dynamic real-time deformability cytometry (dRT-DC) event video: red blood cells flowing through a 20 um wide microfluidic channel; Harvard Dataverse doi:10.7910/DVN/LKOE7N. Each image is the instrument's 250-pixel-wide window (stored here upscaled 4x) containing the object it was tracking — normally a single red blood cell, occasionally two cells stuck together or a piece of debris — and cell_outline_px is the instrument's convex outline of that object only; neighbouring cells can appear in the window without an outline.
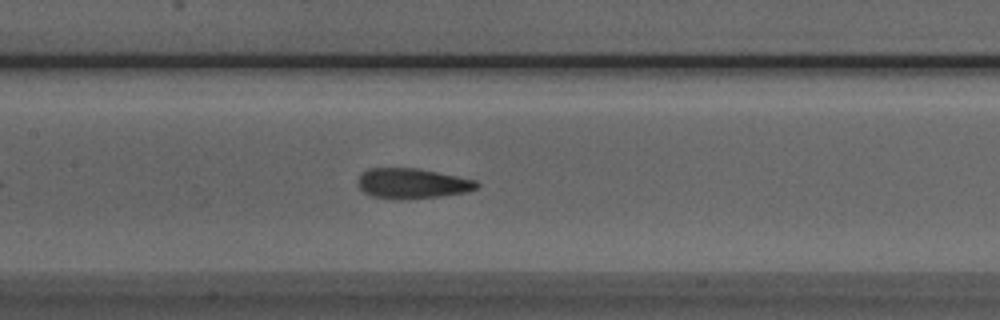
{"species": "Egyptian fruit bat (a non-hibernating species)", "species_latin": "Rousettus aegyptiacus", "temperature_condition": "room temperature", "stored_images_in_passage": 43, "segment_of_instrument_passage": [1, 2], "camera_frame_rate_fps": 3000, "um_per_image_px": 0.085, "animal": {"sex": "male"}, "frame": {"image": 1, "passage_image": 14, "time_ms": 4.333, "image_size_px": [1000, 320], "cell_outline_px": [[480, 184], [476, 188], [468, 192], [440, 196], [396, 200], [392, 200], [372, 196], [364, 192], [356, 184], [356, 180], [368, 168], [416, 168], [476, 180]], "centroid_in_image_um": [35.01, 15.6], "position_along_channel_um": 172.4, "area_um2": 20.98}}
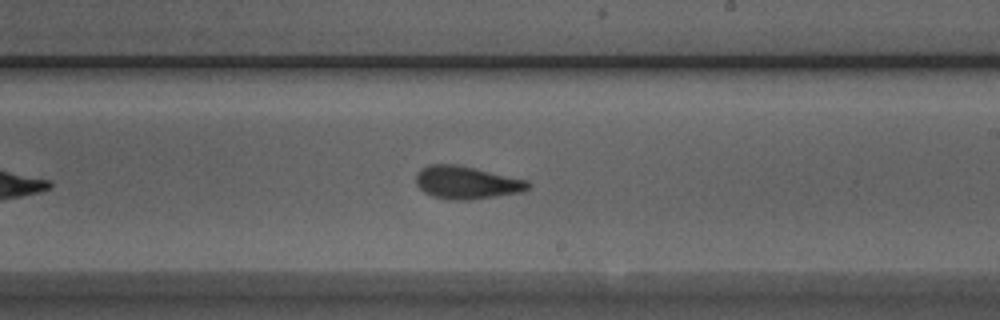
{"frame": {"image": 2, "passage_image": 20, "time_ms": 6.333, "image_size_px": [1000, 320], "cell_outline_px": [[532, 184], [524, 192], [468, 200], [448, 200], [432, 196], [424, 192], [416, 184], [416, 172], [420, 168], [428, 164], [456, 164], [528, 180]], "centroid_in_image_um": [39.64, 15.52], "position_along_channel_um": 249.4, "area_um2": 21.62}}
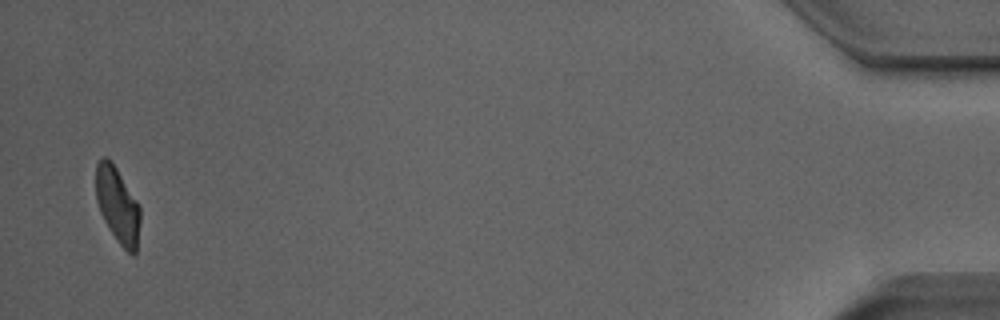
{"frame": {"image": 3, "passage_image": 41, "time_ms": 13.333, "image_size_px": [1000, 320], "cell_outline_px": [[140, 220], [136, 252], [132, 256], [120, 244], [108, 228], [100, 212], [96, 200], [96, 164], [104, 156], [112, 160], [140, 204]], "centroid_in_image_um": [10.0, 17.41], "position_along_channel_um": 425.2, "area_um2": 19.77}}